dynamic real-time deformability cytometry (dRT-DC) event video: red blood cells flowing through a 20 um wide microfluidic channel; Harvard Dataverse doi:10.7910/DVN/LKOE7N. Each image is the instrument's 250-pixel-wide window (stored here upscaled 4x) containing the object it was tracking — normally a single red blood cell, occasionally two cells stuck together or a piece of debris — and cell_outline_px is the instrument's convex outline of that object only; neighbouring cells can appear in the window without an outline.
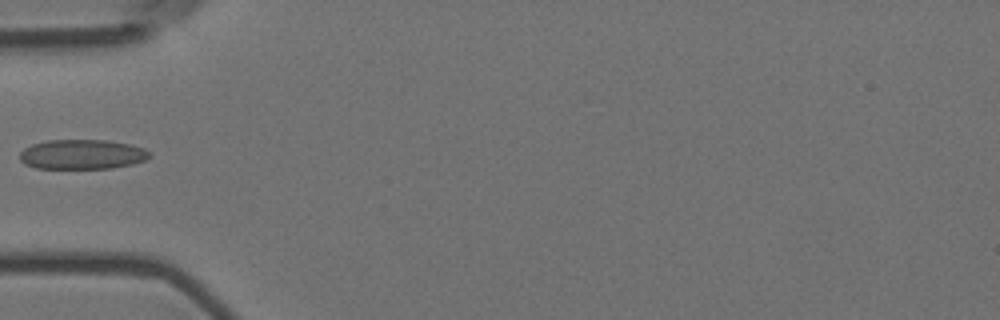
{"species": "Egyptian fruit bat (a non-hibernating species)", "species_latin": "Rousettus aegyptiacus", "temperature_condition": "room temperature", "stored_images_in_passage": 5, "camera_frame_rate_fps": 3000, "um_per_image_px": 0.085, "animal": {"sex": "female"}, "frame": {"image": 1, "passage_image": 5, "time_ms": 1.333, "image_size_px": [1000, 320], "cell_outline_px": [[152, 156], [144, 160], [132, 164], [112, 168], [36, 168], [24, 164], [20, 160], [20, 152], [24, 148], [32, 144], [48, 140], [104, 140], [132, 144], [144, 148], [152, 152]], "centroid_in_image_um": [7.0, 13.12], "position_along_channel_um": 78.0, "area_um2": 22.6}}